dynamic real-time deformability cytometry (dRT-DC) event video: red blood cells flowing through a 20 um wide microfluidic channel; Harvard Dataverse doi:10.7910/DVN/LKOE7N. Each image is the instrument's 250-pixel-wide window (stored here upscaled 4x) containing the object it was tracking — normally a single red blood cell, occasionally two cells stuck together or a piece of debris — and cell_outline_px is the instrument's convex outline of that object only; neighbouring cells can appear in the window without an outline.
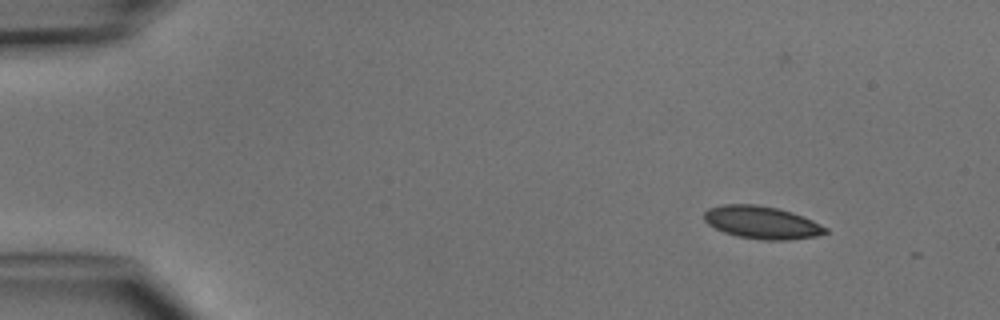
{"species": "common noctule bat (a hibernating species)", "species_latin": "Nyctalus noctula", "temperature_condition": "cold", "stored_images_in_passage": 4, "camera_frame_rate_fps": 3000, "um_per_image_px": 0.085, "animal": {"sex": "male", "body_mass_g": 15.6}, "frame": {"image": 1, "passage_image": 1, "time_ms": 0.0, "image_size_px": [1000, 320], "cell_outline_px": [[828, 232], [816, 236], [788, 240], [764, 240], [736, 236], [724, 232], [708, 224], [704, 220], [704, 212], [708, 208], [724, 204], [756, 204], [776, 208], [792, 212], [812, 220], [828, 228]], "centroid_in_image_um": [64.75, 18.91], "position_along_channel_um": 20.3, "area_um2": 23.06}}
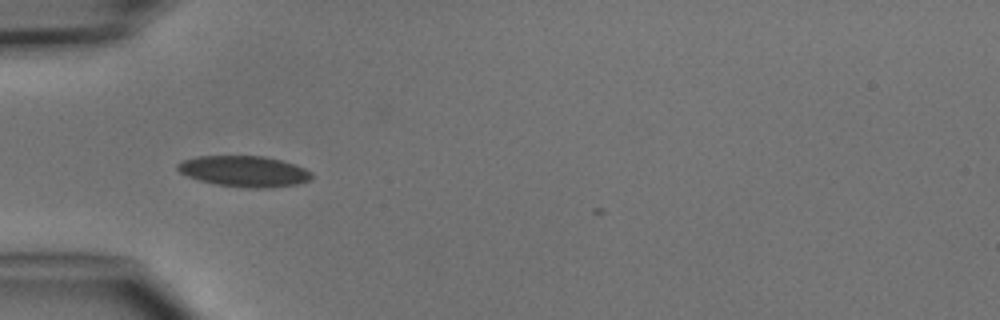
{"frame": {"image": 2, "passage_image": 4, "time_ms": 3.333, "image_size_px": [1000, 320], "cell_outline_px": [[312, 180], [296, 184], [268, 188], [244, 188], [216, 184], [200, 180], [188, 176], [180, 172], [176, 168], [176, 164], [180, 160], [196, 156], [264, 156], [280, 160], [304, 168], [312, 172]], "centroid_in_image_um": [20.73, 14.56], "position_along_channel_um": 64.3, "area_um2": 24.22}}